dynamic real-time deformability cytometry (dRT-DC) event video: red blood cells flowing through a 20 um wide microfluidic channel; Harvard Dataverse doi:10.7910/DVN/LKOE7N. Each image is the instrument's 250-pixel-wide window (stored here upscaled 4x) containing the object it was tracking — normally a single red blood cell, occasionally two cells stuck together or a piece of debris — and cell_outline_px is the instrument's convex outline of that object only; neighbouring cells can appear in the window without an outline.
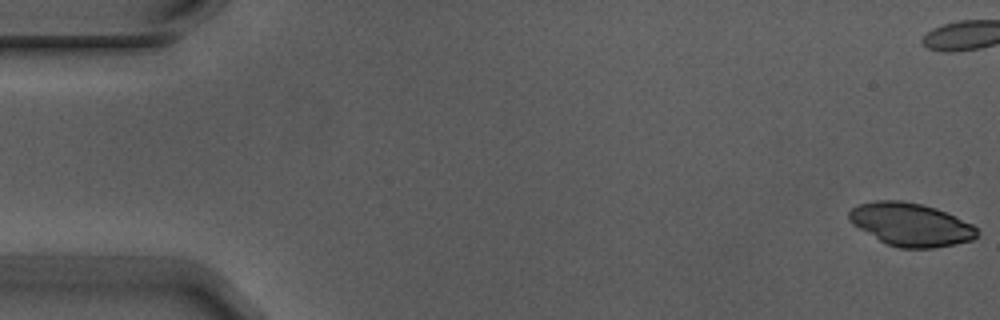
{"species": "Egyptian fruit bat (a non-hibernating species)", "species_latin": "Rousettus aegyptiacus", "temperature_condition": "warm", "stored_images_in_passage": 5, "camera_frame_rate_fps": 3000, "um_per_image_px": 0.085, "animal": {"sex": "male"}, "frame": {"image": 1, "passage_image": 1, "time_ms": 0.0, "image_size_px": [1000, 320], "cell_outline_px": [[980, 232], [972, 240], [932, 248], [900, 248], [888, 244], [880, 240], [852, 224], [848, 216], [848, 212], [852, 208], [860, 204], [876, 200], [900, 200], [920, 204], [936, 208], [972, 224]], "centroid_in_image_um": [77.41, 19.07], "position_along_channel_um": 7.6, "area_um2": 31.73}}